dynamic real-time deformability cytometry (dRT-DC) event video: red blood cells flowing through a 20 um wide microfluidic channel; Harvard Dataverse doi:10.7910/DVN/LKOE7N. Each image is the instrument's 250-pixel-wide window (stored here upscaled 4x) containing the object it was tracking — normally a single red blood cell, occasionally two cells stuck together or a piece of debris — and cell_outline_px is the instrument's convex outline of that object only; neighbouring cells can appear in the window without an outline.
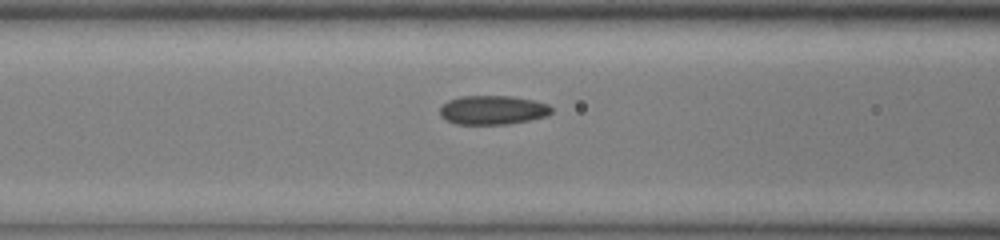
{"species": "common noctule bat (a hibernating species)", "species_latin": "Nyctalus noctula", "temperature_condition": "cold", "stored_images_in_passage": 16, "camera_frame_rate_fps": 3000, "um_per_image_px": 0.085, "animal": {"sex": "male", "body_mass_g": 13.0, "forearm_length_mm": 53.1}, "frame": {"image": 1, "passage_image": 14, "time_ms": 4.333, "image_size_px": [1000, 240], "cell_outline_px": [[552, 112], [548, 116], [508, 124], [456, 124], [440, 116], [440, 108], [448, 100], [460, 96], [512, 96], [532, 100], [548, 104], [552, 108]], "centroid_in_image_um": [41.89, 9.35], "position_along_channel_um": 124.7, "area_um2": 18.84}}